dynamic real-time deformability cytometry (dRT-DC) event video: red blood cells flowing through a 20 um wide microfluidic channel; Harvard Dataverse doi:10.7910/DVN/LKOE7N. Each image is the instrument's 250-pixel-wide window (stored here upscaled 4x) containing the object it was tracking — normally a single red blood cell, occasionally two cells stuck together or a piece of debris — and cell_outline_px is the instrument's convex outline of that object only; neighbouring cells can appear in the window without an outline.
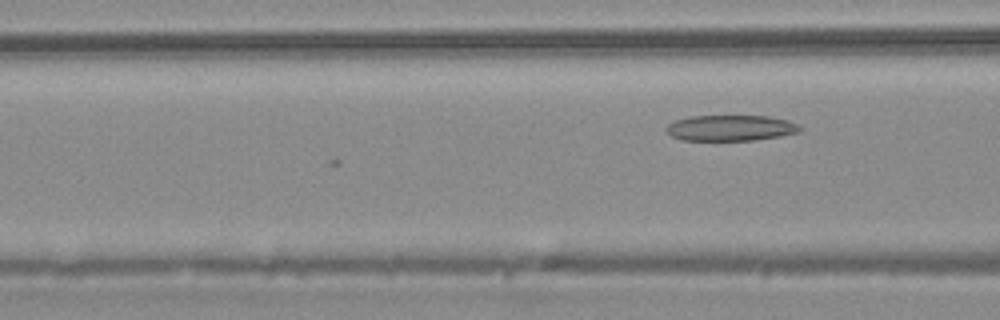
{"species": "common noctule bat (a hibernating species)", "species_latin": "Nyctalus noctula", "temperature_condition": "warm", "stored_images_in_passage": 5, "camera_frame_rate_fps": 3000, "um_per_image_px": 0.085, "animal": {"sex": "male", "body_mass_g": 20.4}, "frame": {"image": 1, "passage_image": 5, "time_ms": 1.333, "image_size_px": [1000, 320], "cell_outline_px": [[804, 128], [800, 132], [780, 136], [752, 140], [680, 140], [672, 136], [664, 128], [668, 124], [676, 120], [692, 116], [768, 116], [788, 120]], "centroid_in_image_um": [62.11, 10.88], "position_along_channel_um": 104.5, "area_um2": 20.06}}